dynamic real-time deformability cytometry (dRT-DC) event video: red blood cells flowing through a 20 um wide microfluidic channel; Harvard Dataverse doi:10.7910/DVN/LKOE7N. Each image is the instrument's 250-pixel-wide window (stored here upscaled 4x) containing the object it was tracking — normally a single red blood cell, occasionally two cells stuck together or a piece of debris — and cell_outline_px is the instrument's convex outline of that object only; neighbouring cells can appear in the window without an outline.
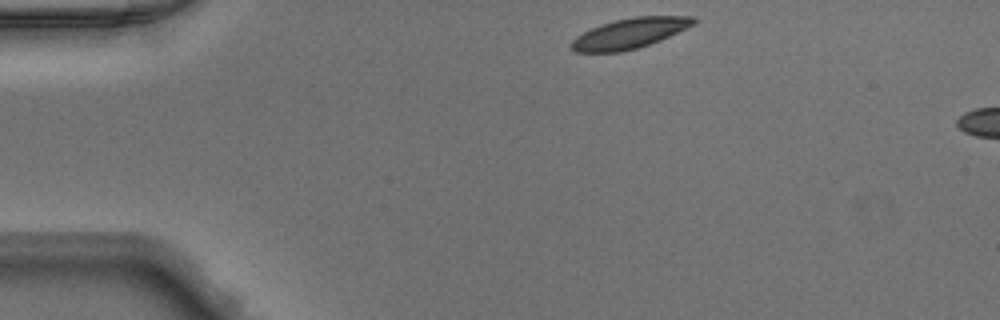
{"species": "Egyptian fruit bat (a non-hibernating species)", "species_latin": "Rousettus aegyptiacus", "temperature_condition": "warm", "stored_images_in_passage": 4, "camera_frame_rate_fps": 3000, "um_per_image_px": 0.085, "animal": {"sex": "male"}, "frame": {"image": 1, "passage_image": 1, "time_ms": 0.0, "image_size_px": [1000, 320], "cell_outline_px": [[700, 20], [660, 40], [636, 48], [620, 52], [576, 52], [568, 44], [576, 36], [600, 24], [616, 20], [636, 16], [696, 16]], "centroid_in_image_um": [53.5, 2.83], "position_along_channel_um": 31.5, "area_um2": 21.27}}